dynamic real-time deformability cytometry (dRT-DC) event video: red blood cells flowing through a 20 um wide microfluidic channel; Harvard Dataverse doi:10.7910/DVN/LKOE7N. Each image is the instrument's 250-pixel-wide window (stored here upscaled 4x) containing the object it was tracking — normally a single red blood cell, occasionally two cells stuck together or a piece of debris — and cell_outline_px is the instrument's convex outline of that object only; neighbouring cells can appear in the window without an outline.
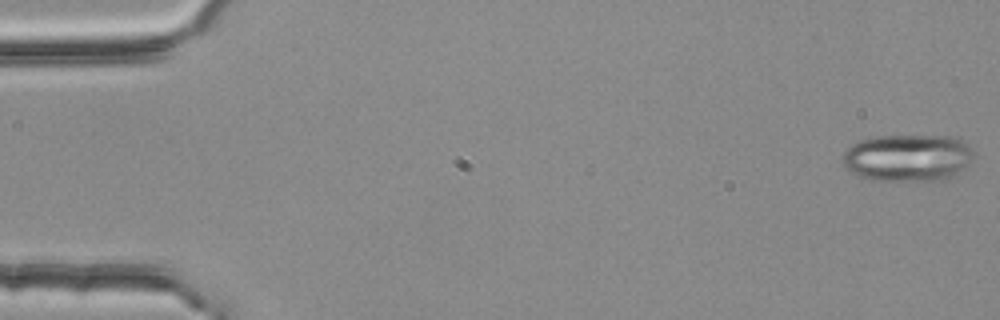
{"species": "common noctule bat (a hibernating species)", "species_latin": "Nyctalus noctula", "temperature_condition": "room temperature", "stored_images_in_passage": 4, "camera_frame_rate_fps": 3000, "um_per_image_px": 0.085, "animal": {"sex": "female", "body_mass_g": 25.1}, "frame": {"image": 1, "passage_image": 1, "time_ms": 0.0, "image_size_px": [1000, 320], "cell_outline_px": [[976, 156], [964, 168], [952, 176], [940, 180], [872, 180], [860, 176], [852, 172], [844, 164], [844, 152], [852, 144], [860, 140], [876, 136], [956, 136], [968, 144]], "centroid_in_image_um": [77.2, 13.39], "position_along_channel_um": 7.8, "area_um2": 35.89}}